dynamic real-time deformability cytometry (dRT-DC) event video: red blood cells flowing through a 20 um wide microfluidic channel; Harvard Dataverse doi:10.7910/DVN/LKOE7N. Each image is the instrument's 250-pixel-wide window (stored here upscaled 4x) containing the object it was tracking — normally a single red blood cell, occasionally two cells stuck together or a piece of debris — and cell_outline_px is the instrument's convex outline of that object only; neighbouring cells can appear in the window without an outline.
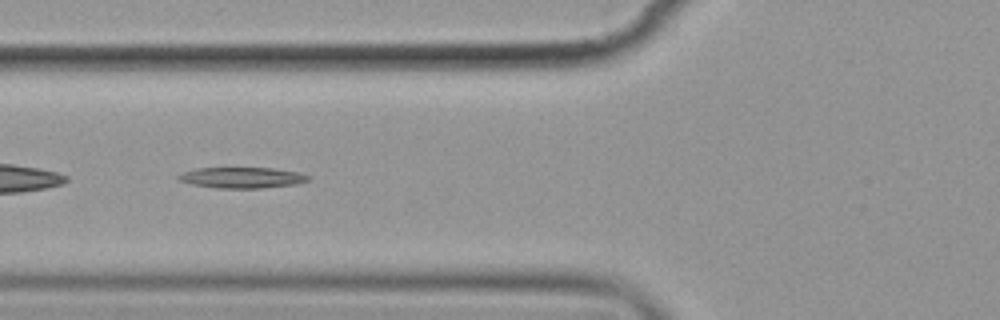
{"species": "common noctule bat (a hibernating species)", "species_latin": "Nyctalus noctula", "temperature_condition": "cold", "stored_images_in_passage": 10, "camera_frame_rate_fps": 3000, "um_per_image_px": 0.085, "animal": {"sex": "female", "body_mass_g": 19.9}, "frame": {"image": 1, "passage_image": 5, "time_ms": 5.667, "image_size_px": [1000, 320], "cell_outline_px": [[308, 180], [296, 184], [260, 188], [216, 188], [192, 184], [180, 180], [176, 176], [184, 172], [196, 168], [272, 168], [300, 172], [308, 176]], "centroid_in_image_um": [20.56, 15.1], "position_along_channel_um": 105.2, "area_um2": 15.61}}
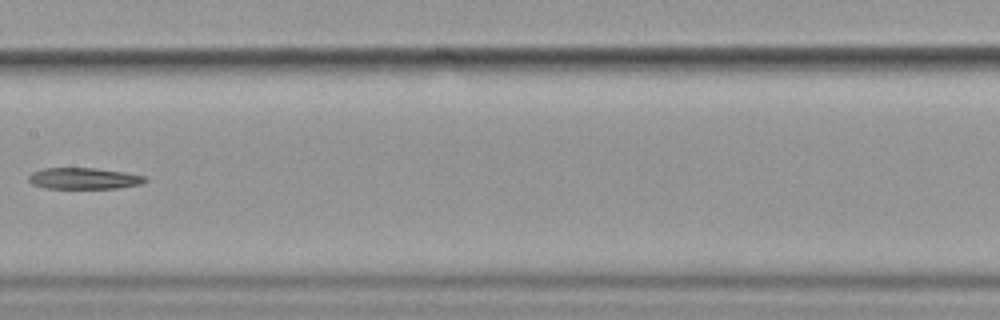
{"frame": {"image": 2, "passage_image": 7, "time_ms": 8.333, "image_size_px": [1000, 320], "cell_outline_px": [[148, 180], [144, 184], [116, 188], [44, 188], [32, 184], [28, 180], [28, 176], [32, 172], [44, 168], [96, 168], [124, 172], [144, 176]], "centroid_in_image_um": [7.13, 15.17], "position_along_channel_um": 200.3, "area_um2": 14.51}}
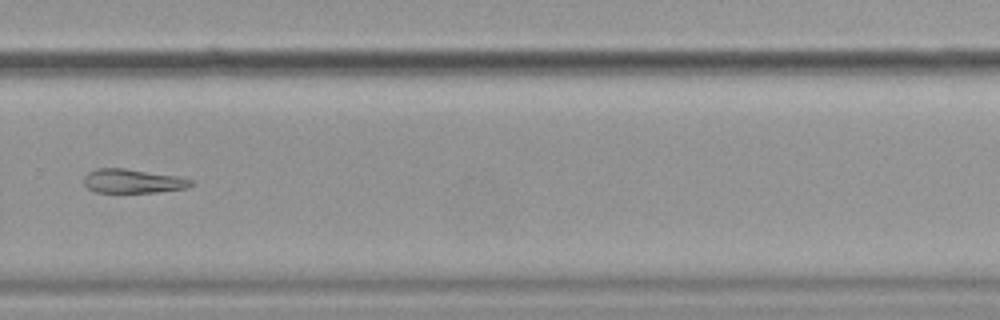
{"frame": {"image": 3, "passage_image": 10, "time_ms": 11.667, "image_size_px": [1000, 320], "cell_outline_px": [[196, 184], [188, 188], [160, 192], [96, 192], [88, 188], [84, 184], [84, 176], [88, 172], [96, 168], [124, 168], [176, 176], [192, 180]], "centroid_in_image_um": [11.31, 15.39], "position_along_channel_um": 318.5, "area_um2": 15.03}}